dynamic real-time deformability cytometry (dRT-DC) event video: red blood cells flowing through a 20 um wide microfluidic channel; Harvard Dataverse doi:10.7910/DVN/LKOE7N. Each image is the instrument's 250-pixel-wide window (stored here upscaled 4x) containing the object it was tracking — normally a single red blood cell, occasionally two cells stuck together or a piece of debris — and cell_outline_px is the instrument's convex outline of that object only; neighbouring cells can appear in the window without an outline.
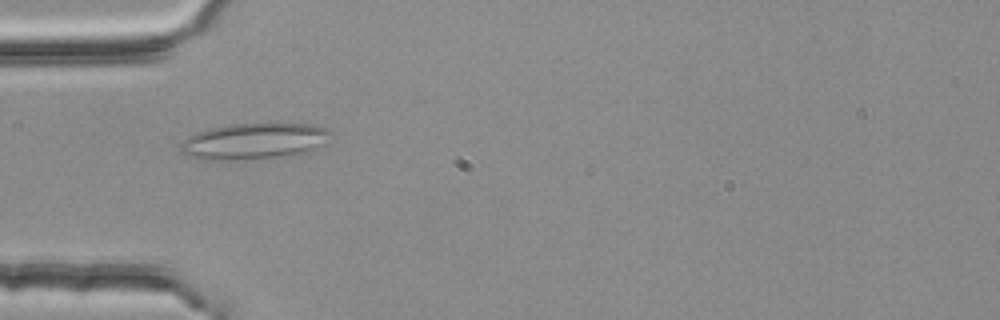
{"species": "common noctule bat (a hibernating species)", "species_latin": "Nyctalus noctula", "temperature_condition": "room temperature", "stored_images_in_passage": 3, "camera_frame_rate_fps": 3000, "um_per_image_px": 0.085, "animal": {"sex": "female", "body_mass_g": 25.1}, "frame": {"image": 1, "passage_image": 2, "time_ms": 0.333, "image_size_px": [1000, 320], "cell_outline_px": [[332, 132], [324, 144], [312, 152], [300, 156], [224, 160], [204, 160], [192, 156], [184, 152], [180, 148], [180, 144], [188, 136], [196, 132], [208, 128], [228, 124], [268, 120], [312, 124], [328, 128]], "centroid_in_image_um": [21.72, 11.95], "position_along_channel_um": 63.3, "area_um2": 33.29}}